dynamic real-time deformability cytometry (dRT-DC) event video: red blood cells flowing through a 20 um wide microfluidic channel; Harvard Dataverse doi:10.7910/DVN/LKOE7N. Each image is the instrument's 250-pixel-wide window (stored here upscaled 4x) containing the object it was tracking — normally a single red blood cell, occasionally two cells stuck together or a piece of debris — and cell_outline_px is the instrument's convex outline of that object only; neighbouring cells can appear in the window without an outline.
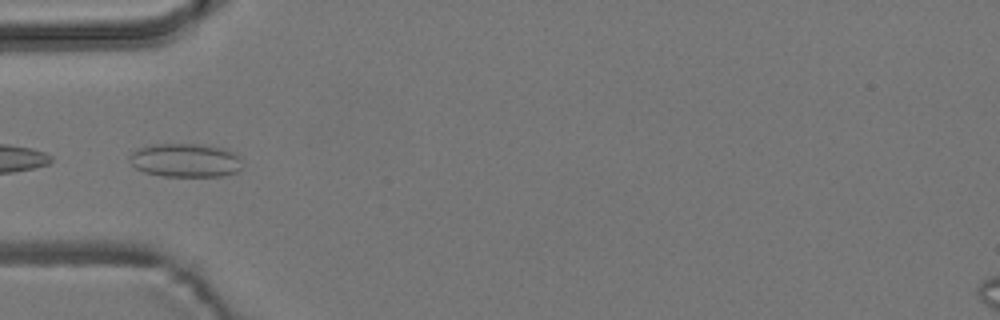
{"species": "common noctule bat (a hibernating species)", "species_latin": "Nyctalus noctula", "temperature_condition": "room temperature", "stored_images_in_passage": 7, "camera_frame_rate_fps": 3000, "um_per_image_px": 0.085, "animal": {"sex": "male", "body_mass_g": 19.2, "forearm_length_mm": 51.8}, "frame": {"image": 1, "passage_image": 4, "time_ms": 4.333, "image_size_px": [1000, 320], "cell_outline_px": [[240, 168], [236, 172], [224, 176], [164, 176], [144, 172], [136, 168], [132, 164], [128, 156], [136, 148], [152, 144], [200, 144], [224, 148], [236, 152], [240, 160]], "centroid_in_image_um": [15.74, 13.61], "position_along_channel_um": 69.3, "area_um2": 22.25}}
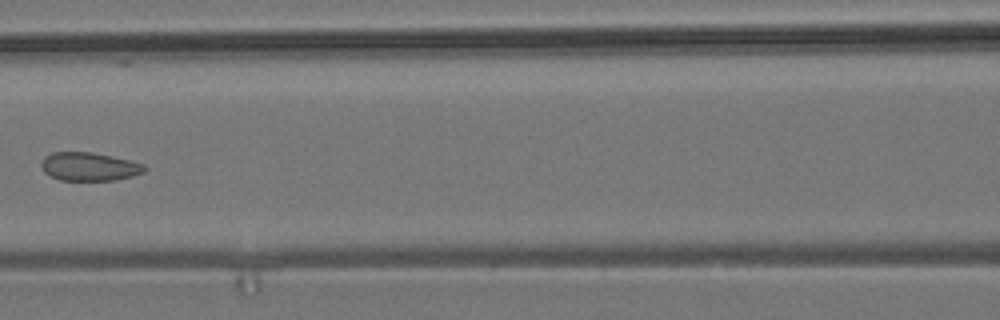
{"frame": {"image": 2, "passage_image": 6, "time_ms": 6.667, "image_size_px": [1000, 320], "cell_outline_px": [[148, 168], [144, 172], [132, 176], [116, 180], [60, 180], [44, 172], [40, 164], [44, 156], [52, 152], [92, 152], [112, 156], [144, 164]], "centroid_in_image_um": [7.58, 14.15], "position_along_channel_um": 159.0, "area_um2": 17.11}}
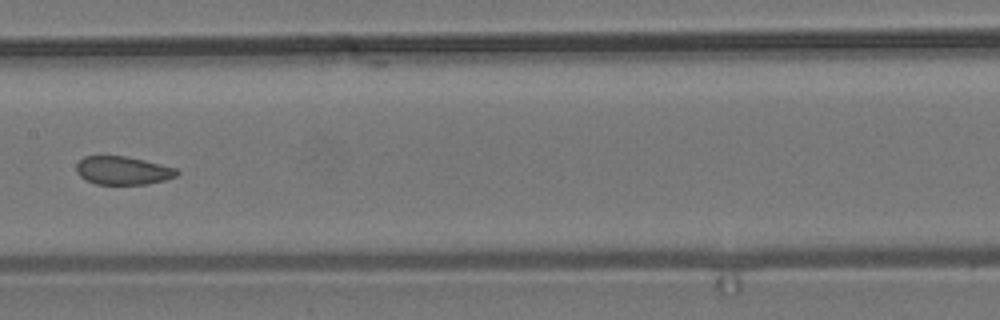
{"frame": {"image": 3, "passage_image": 7, "time_ms": 7.667, "image_size_px": [1000, 320], "cell_outline_px": [[180, 172], [176, 176], [164, 180], [148, 184], [96, 184], [84, 180], [76, 172], [76, 164], [84, 156], [128, 156], [176, 168]], "centroid_in_image_um": [10.42, 14.49], "position_along_channel_um": 197.0, "area_um2": 16.65}}